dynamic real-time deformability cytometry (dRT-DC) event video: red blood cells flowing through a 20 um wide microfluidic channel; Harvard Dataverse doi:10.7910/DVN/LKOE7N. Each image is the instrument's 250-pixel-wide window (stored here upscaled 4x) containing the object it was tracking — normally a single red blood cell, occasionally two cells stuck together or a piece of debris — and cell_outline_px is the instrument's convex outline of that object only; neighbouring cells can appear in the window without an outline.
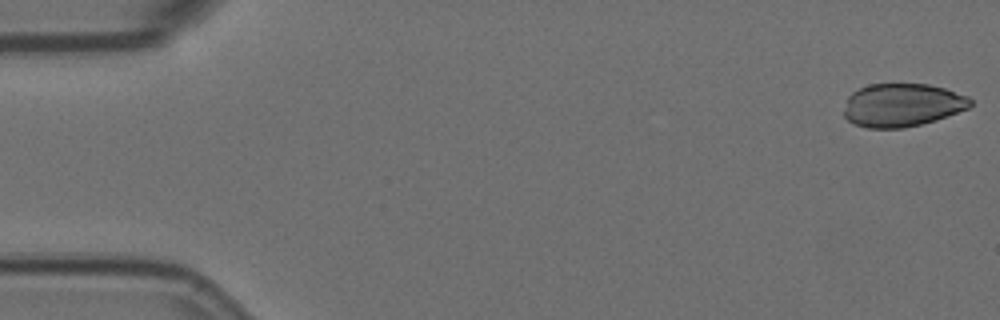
{"species": "Egyptian fruit bat (a non-hibernating species)", "species_latin": "Rousettus aegyptiacus", "temperature_condition": "room temperature", "stored_images_in_passage": 6, "camera_frame_rate_fps": 3000, "um_per_image_px": 0.085, "animal": {"sex": "female"}, "frame": {"image": 1, "passage_image": 1, "time_ms": 0.0, "image_size_px": [1000, 320], "cell_outline_px": [[972, 104], [968, 108], [936, 120], [904, 128], [868, 128], [852, 124], [844, 116], [844, 108], [848, 96], [852, 92], [868, 84], [928, 84], [944, 88], [968, 96], [972, 100]], "centroid_in_image_um": [76.66, 8.93], "position_along_channel_um": 8.3, "area_um2": 31.91}}